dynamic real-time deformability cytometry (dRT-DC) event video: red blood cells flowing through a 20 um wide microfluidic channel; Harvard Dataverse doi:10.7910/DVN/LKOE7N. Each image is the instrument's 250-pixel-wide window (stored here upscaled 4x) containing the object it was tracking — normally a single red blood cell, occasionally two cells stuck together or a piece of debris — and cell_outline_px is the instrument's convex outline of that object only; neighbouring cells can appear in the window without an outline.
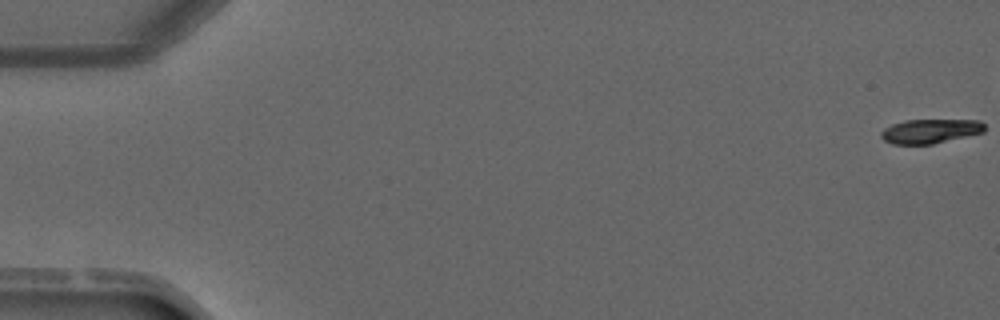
{"species": "common noctule bat (a hibernating species)", "species_latin": "Nyctalus noctula", "temperature_condition": "warm", "stored_images_in_passage": 3, "segment_of_instrument_passage": [2, 2], "camera_frame_rate_fps": 3000, "um_per_image_px": 0.085, "animal": {"sex": "male", "forearm_length_mm": 52.5}, "frame": {"image": 1, "passage_image": 3, "time_ms": 3.333, "image_size_px": [1000, 320], "cell_outline_px": [[984, 132], [932, 144], [892, 144], [884, 140], [880, 136], [880, 132], [884, 128], [892, 124], [904, 120], [980, 120], [984, 124]], "centroid_in_image_um": [79.04, 11.14], "position_along_channel_um": 6.0, "area_um2": 14.62}}